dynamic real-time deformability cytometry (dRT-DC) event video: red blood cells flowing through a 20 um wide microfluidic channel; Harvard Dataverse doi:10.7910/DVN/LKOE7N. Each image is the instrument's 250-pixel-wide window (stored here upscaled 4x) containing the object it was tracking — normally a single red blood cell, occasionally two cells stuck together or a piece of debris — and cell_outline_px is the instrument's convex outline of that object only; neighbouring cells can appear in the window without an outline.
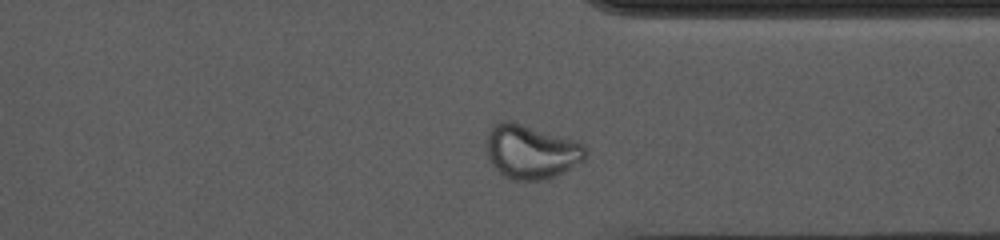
{"species": "common noctule bat (a hibernating species)", "species_latin": "Nyctalus noctula", "temperature_condition": "cold", "stored_images_in_passage": 44, "camera_frame_rate_fps": 3000, "um_per_image_px": 0.085, "animal": {"sex": "female", "body_mass_g": 10.0, "forearm_length_mm": 53.1}, "frame": {"image": 1, "passage_image": 38, "time_ms": 12.333, "image_size_px": [1000, 240], "cell_outline_px": [[588, 152], [584, 160], [552, 176], [540, 180], [516, 180], [500, 172], [492, 164], [488, 156], [488, 128], [504, 120], [508, 120], [572, 140], [584, 144]], "centroid_in_image_um": [45.14, 12.88], "position_along_channel_um": 366.3, "area_um2": 30.17}, "authors_computed_cell_mechanics": {"area_um2": 26.8481, "velocity_mm_per_s": 3.6432, "shape_relaxation_time_tau1_ms": null, "shape_relaxation_time_tau2_ms": 1.247, "deformation_change_tau1": null, "deformation_change_tau2": 0.072}}